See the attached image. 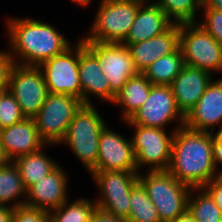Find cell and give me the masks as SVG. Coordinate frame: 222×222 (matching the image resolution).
Returning a JSON list of instances; mask_svg holds the SVG:
<instances>
[{"label":"cell","instance_id":"6da1fadb","mask_svg":"<svg viewBox=\"0 0 222 222\" xmlns=\"http://www.w3.org/2000/svg\"><path fill=\"white\" fill-rule=\"evenodd\" d=\"M168 171L190 188H202L222 175L214 165L212 132L194 131L185 126L177 128Z\"/></svg>","mask_w":222,"mask_h":222},{"label":"cell","instance_id":"7a4b0ae2","mask_svg":"<svg viewBox=\"0 0 222 222\" xmlns=\"http://www.w3.org/2000/svg\"><path fill=\"white\" fill-rule=\"evenodd\" d=\"M8 20L7 31L12 52L7 53L14 64L19 62L23 66H39L71 47L70 42L50 24L19 17ZM17 58L19 61L15 60Z\"/></svg>","mask_w":222,"mask_h":222},{"label":"cell","instance_id":"3957f363","mask_svg":"<svg viewBox=\"0 0 222 222\" xmlns=\"http://www.w3.org/2000/svg\"><path fill=\"white\" fill-rule=\"evenodd\" d=\"M138 182L155 205L161 222H172L188 209L192 188L178 181L168 170L138 174Z\"/></svg>","mask_w":222,"mask_h":222},{"label":"cell","instance_id":"277c9868","mask_svg":"<svg viewBox=\"0 0 222 222\" xmlns=\"http://www.w3.org/2000/svg\"><path fill=\"white\" fill-rule=\"evenodd\" d=\"M96 110L93 104H83L75 113L61 142L67 143L89 172L97 165L99 137L107 126Z\"/></svg>","mask_w":222,"mask_h":222},{"label":"cell","instance_id":"5b68a950","mask_svg":"<svg viewBox=\"0 0 222 222\" xmlns=\"http://www.w3.org/2000/svg\"><path fill=\"white\" fill-rule=\"evenodd\" d=\"M140 6L134 2L101 0L89 35L84 36L83 41L122 43L129 34Z\"/></svg>","mask_w":222,"mask_h":222},{"label":"cell","instance_id":"8992f818","mask_svg":"<svg viewBox=\"0 0 222 222\" xmlns=\"http://www.w3.org/2000/svg\"><path fill=\"white\" fill-rule=\"evenodd\" d=\"M82 105L81 99L73 95L48 93L41 109L33 117L41 140L52 146L61 143Z\"/></svg>","mask_w":222,"mask_h":222},{"label":"cell","instance_id":"52a82bcc","mask_svg":"<svg viewBox=\"0 0 222 222\" xmlns=\"http://www.w3.org/2000/svg\"><path fill=\"white\" fill-rule=\"evenodd\" d=\"M179 47L185 65L222 71V46L197 22L179 24Z\"/></svg>","mask_w":222,"mask_h":222},{"label":"cell","instance_id":"ba28073f","mask_svg":"<svg viewBox=\"0 0 222 222\" xmlns=\"http://www.w3.org/2000/svg\"><path fill=\"white\" fill-rule=\"evenodd\" d=\"M101 198L96 207L125 221L129 218V199L132 188L138 183L137 171H91Z\"/></svg>","mask_w":222,"mask_h":222},{"label":"cell","instance_id":"9c48e42d","mask_svg":"<svg viewBox=\"0 0 222 222\" xmlns=\"http://www.w3.org/2000/svg\"><path fill=\"white\" fill-rule=\"evenodd\" d=\"M130 125L135 127L131 141L136 157L137 172L141 169L139 167L144 165L150 166V171L168 170L171 161L172 142L175 130L180 128L179 124L170 133L171 135L162 128Z\"/></svg>","mask_w":222,"mask_h":222},{"label":"cell","instance_id":"30bf717a","mask_svg":"<svg viewBox=\"0 0 222 222\" xmlns=\"http://www.w3.org/2000/svg\"><path fill=\"white\" fill-rule=\"evenodd\" d=\"M85 46L97 57L103 74L111 87V103L128 79L137 75L130 51L122 43L84 41Z\"/></svg>","mask_w":222,"mask_h":222},{"label":"cell","instance_id":"8fae6325","mask_svg":"<svg viewBox=\"0 0 222 222\" xmlns=\"http://www.w3.org/2000/svg\"><path fill=\"white\" fill-rule=\"evenodd\" d=\"M18 102L22 114L33 118L48 95L42 70L38 66L14 64L9 75V89Z\"/></svg>","mask_w":222,"mask_h":222},{"label":"cell","instance_id":"7c38bea8","mask_svg":"<svg viewBox=\"0 0 222 222\" xmlns=\"http://www.w3.org/2000/svg\"><path fill=\"white\" fill-rule=\"evenodd\" d=\"M74 47H69L38 67L42 70L49 93L73 95L81 99L79 41Z\"/></svg>","mask_w":222,"mask_h":222},{"label":"cell","instance_id":"4fadbf2b","mask_svg":"<svg viewBox=\"0 0 222 222\" xmlns=\"http://www.w3.org/2000/svg\"><path fill=\"white\" fill-rule=\"evenodd\" d=\"M178 117V119H176ZM173 120L185 124V116L178 109L170 85H152L145 103L125 122L164 129Z\"/></svg>","mask_w":222,"mask_h":222},{"label":"cell","instance_id":"5bb4252c","mask_svg":"<svg viewBox=\"0 0 222 222\" xmlns=\"http://www.w3.org/2000/svg\"><path fill=\"white\" fill-rule=\"evenodd\" d=\"M92 171H137L131 139L106 126L99 137L97 165Z\"/></svg>","mask_w":222,"mask_h":222},{"label":"cell","instance_id":"9a60e30c","mask_svg":"<svg viewBox=\"0 0 222 222\" xmlns=\"http://www.w3.org/2000/svg\"><path fill=\"white\" fill-rule=\"evenodd\" d=\"M222 123V78L211 81L195 106L186 114L184 126L194 131L213 133Z\"/></svg>","mask_w":222,"mask_h":222},{"label":"cell","instance_id":"2e32d148","mask_svg":"<svg viewBox=\"0 0 222 222\" xmlns=\"http://www.w3.org/2000/svg\"><path fill=\"white\" fill-rule=\"evenodd\" d=\"M67 174L59 165L27 190L25 205L51 212L67 198Z\"/></svg>","mask_w":222,"mask_h":222},{"label":"cell","instance_id":"e0dca14e","mask_svg":"<svg viewBox=\"0 0 222 222\" xmlns=\"http://www.w3.org/2000/svg\"><path fill=\"white\" fill-rule=\"evenodd\" d=\"M130 51L131 58L139 73L154 61L174 52L179 47V24L173 23L163 33L138 43H122Z\"/></svg>","mask_w":222,"mask_h":222},{"label":"cell","instance_id":"ac0fdd59","mask_svg":"<svg viewBox=\"0 0 222 222\" xmlns=\"http://www.w3.org/2000/svg\"><path fill=\"white\" fill-rule=\"evenodd\" d=\"M81 40V41H80ZM79 40V77L81 82V101L92 104L89 95L98 96L111 103V87L103 74L97 57Z\"/></svg>","mask_w":222,"mask_h":222},{"label":"cell","instance_id":"d6986e66","mask_svg":"<svg viewBox=\"0 0 222 222\" xmlns=\"http://www.w3.org/2000/svg\"><path fill=\"white\" fill-rule=\"evenodd\" d=\"M212 74L185 65L170 84L178 109L184 116L195 106L212 81Z\"/></svg>","mask_w":222,"mask_h":222},{"label":"cell","instance_id":"ffe728a7","mask_svg":"<svg viewBox=\"0 0 222 222\" xmlns=\"http://www.w3.org/2000/svg\"><path fill=\"white\" fill-rule=\"evenodd\" d=\"M0 142L11 161L47 146L40 138L33 118H24L0 129Z\"/></svg>","mask_w":222,"mask_h":222},{"label":"cell","instance_id":"44dd1931","mask_svg":"<svg viewBox=\"0 0 222 222\" xmlns=\"http://www.w3.org/2000/svg\"><path fill=\"white\" fill-rule=\"evenodd\" d=\"M173 22L165 12L154 3L143 4L139 7L136 19L129 34L122 43H138L149 40L166 31Z\"/></svg>","mask_w":222,"mask_h":222},{"label":"cell","instance_id":"7402d4cb","mask_svg":"<svg viewBox=\"0 0 222 222\" xmlns=\"http://www.w3.org/2000/svg\"><path fill=\"white\" fill-rule=\"evenodd\" d=\"M151 86V82L143 73H138L128 79L112 102L122 107L123 120L127 121L145 103Z\"/></svg>","mask_w":222,"mask_h":222},{"label":"cell","instance_id":"603a6c76","mask_svg":"<svg viewBox=\"0 0 222 222\" xmlns=\"http://www.w3.org/2000/svg\"><path fill=\"white\" fill-rule=\"evenodd\" d=\"M13 163L18 168L27 190L58 166V163L53 162L48 155L43 153V147L38 151L16 158Z\"/></svg>","mask_w":222,"mask_h":222},{"label":"cell","instance_id":"cb8c5ba5","mask_svg":"<svg viewBox=\"0 0 222 222\" xmlns=\"http://www.w3.org/2000/svg\"><path fill=\"white\" fill-rule=\"evenodd\" d=\"M185 62L180 47L174 52L159 58L144 71V76L152 85H170L183 70Z\"/></svg>","mask_w":222,"mask_h":222},{"label":"cell","instance_id":"d4e9b609","mask_svg":"<svg viewBox=\"0 0 222 222\" xmlns=\"http://www.w3.org/2000/svg\"><path fill=\"white\" fill-rule=\"evenodd\" d=\"M22 195H27V189L20 177L18 168L11 161L8 165L0 167V205L9 206L13 209L25 205L26 200L23 199L22 201L20 199V196L23 197ZM18 197L19 200H17ZM9 201L15 203L9 205Z\"/></svg>","mask_w":222,"mask_h":222},{"label":"cell","instance_id":"484cf974","mask_svg":"<svg viewBox=\"0 0 222 222\" xmlns=\"http://www.w3.org/2000/svg\"><path fill=\"white\" fill-rule=\"evenodd\" d=\"M129 206L126 222H161L155 205L139 182L131 190Z\"/></svg>","mask_w":222,"mask_h":222},{"label":"cell","instance_id":"4316f807","mask_svg":"<svg viewBox=\"0 0 222 222\" xmlns=\"http://www.w3.org/2000/svg\"><path fill=\"white\" fill-rule=\"evenodd\" d=\"M65 201L60 207L49 212L51 222H91L96 203L90 199L79 198L68 204Z\"/></svg>","mask_w":222,"mask_h":222},{"label":"cell","instance_id":"83f0119b","mask_svg":"<svg viewBox=\"0 0 222 222\" xmlns=\"http://www.w3.org/2000/svg\"><path fill=\"white\" fill-rule=\"evenodd\" d=\"M195 190L198 195L193 197L191 193ZM188 210L197 222H222L221 210L203 188L191 189L188 198Z\"/></svg>","mask_w":222,"mask_h":222},{"label":"cell","instance_id":"f1b7e54d","mask_svg":"<svg viewBox=\"0 0 222 222\" xmlns=\"http://www.w3.org/2000/svg\"><path fill=\"white\" fill-rule=\"evenodd\" d=\"M152 3L159 6L177 24L196 22V11L202 9L200 0H157Z\"/></svg>","mask_w":222,"mask_h":222},{"label":"cell","instance_id":"f546056e","mask_svg":"<svg viewBox=\"0 0 222 222\" xmlns=\"http://www.w3.org/2000/svg\"><path fill=\"white\" fill-rule=\"evenodd\" d=\"M24 118L18 102L8 90L0 102V129L10 127Z\"/></svg>","mask_w":222,"mask_h":222},{"label":"cell","instance_id":"4dcf8cb0","mask_svg":"<svg viewBox=\"0 0 222 222\" xmlns=\"http://www.w3.org/2000/svg\"><path fill=\"white\" fill-rule=\"evenodd\" d=\"M11 222H51V219L48 211L22 205L13 210Z\"/></svg>","mask_w":222,"mask_h":222},{"label":"cell","instance_id":"1f68e13d","mask_svg":"<svg viewBox=\"0 0 222 222\" xmlns=\"http://www.w3.org/2000/svg\"><path fill=\"white\" fill-rule=\"evenodd\" d=\"M204 22L198 23L222 46V11L204 8Z\"/></svg>","mask_w":222,"mask_h":222},{"label":"cell","instance_id":"d6a6232c","mask_svg":"<svg viewBox=\"0 0 222 222\" xmlns=\"http://www.w3.org/2000/svg\"><path fill=\"white\" fill-rule=\"evenodd\" d=\"M14 65L11 56L3 50L0 51V90L9 89V75Z\"/></svg>","mask_w":222,"mask_h":222},{"label":"cell","instance_id":"836d02e7","mask_svg":"<svg viewBox=\"0 0 222 222\" xmlns=\"http://www.w3.org/2000/svg\"><path fill=\"white\" fill-rule=\"evenodd\" d=\"M202 188L210 195L214 203L222 212V175L214 177Z\"/></svg>","mask_w":222,"mask_h":222},{"label":"cell","instance_id":"e575fe53","mask_svg":"<svg viewBox=\"0 0 222 222\" xmlns=\"http://www.w3.org/2000/svg\"><path fill=\"white\" fill-rule=\"evenodd\" d=\"M213 160L217 170L219 163H222V138L216 133H212Z\"/></svg>","mask_w":222,"mask_h":222},{"label":"cell","instance_id":"d590c367","mask_svg":"<svg viewBox=\"0 0 222 222\" xmlns=\"http://www.w3.org/2000/svg\"><path fill=\"white\" fill-rule=\"evenodd\" d=\"M91 222H126L125 220L106 213L96 207L91 216Z\"/></svg>","mask_w":222,"mask_h":222},{"label":"cell","instance_id":"8d00e7d4","mask_svg":"<svg viewBox=\"0 0 222 222\" xmlns=\"http://www.w3.org/2000/svg\"><path fill=\"white\" fill-rule=\"evenodd\" d=\"M13 208L0 205V222H11Z\"/></svg>","mask_w":222,"mask_h":222},{"label":"cell","instance_id":"74e56055","mask_svg":"<svg viewBox=\"0 0 222 222\" xmlns=\"http://www.w3.org/2000/svg\"><path fill=\"white\" fill-rule=\"evenodd\" d=\"M202 8H214L222 11V0H204Z\"/></svg>","mask_w":222,"mask_h":222},{"label":"cell","instance_id":"f35d334b","mask_svg":"<svg viewBox=\"0 0 222 222\" xmlns=\"http://www.w3.org/2000/svg\"><path fill=\"white\" fill-rule=\"evenodd\" d=\"M172 222H197L187 209L184 213L177 216Z\"/></svg>","mask_w":222,"mask_h":222},{"label":"cell","instance_id":"ab89813d","mask_svg":"<svg viewBox=\"0 0 222 222\" xmlns=\"http://www.w3.org/2000/svg\"><path fill=\"white\" fill-rule=\"evenodd\" d=\"M11 162L0 142V167L6 166Z\"/></svg>","mask_w":222,"mask_h":222},{"label":"cell","instance_id":"60d3db41","mask_svg":"<svg viewBox=\"0 0 222 222\" xmlns=\"http://www.w3.org/2000/svg\"><path fill=\"white\" fill-rule=\"evenodd\" d=\"M116 1L134 2V3H138L140 5L147 4V2H149V1L151 2V0H116Z\"/></svg>","mask_w":222,"mask_h":222},{"label":"cell","instance_id":"b9f144b4","mask_svg":"<svg viewBox=\"0 0 222 222\" xmlns=\"http://www.w3.org/2000/svg\"><path fill=\"white\" fill-rule=\"evenodd\" d=\"M72 1L83 7L91 3V0H72Z\"/></svg>","mask_w":222,"mask_h":222},{"label":"cell","instance_id":"7bdbcfd3","mask_svg":"<svg viewBox=\"0 0 222 222\" xmlns=\"http://www.w3.org/2000/svg\"><path fill=\"white\" fill-rule=\"evenodd\" d=\"M7 91H8V90H0V102H1L2 96H3Z\"/></svg>","mask_w":222,"mask_h":222},{"label":"cell","instance_id":"ee69618b","mask_svg":"<svg viewBox=\"0 0 222 222\" xmlns=\"http://www.w3.org/2000/svg\"><path fill=\"white\" fill-rule=\"evenodd\" d=\"M217 134L222 138V127L219 129V131H217Z\"/></svg>","mask_w":222,"mask_h":222}]
</instances>
